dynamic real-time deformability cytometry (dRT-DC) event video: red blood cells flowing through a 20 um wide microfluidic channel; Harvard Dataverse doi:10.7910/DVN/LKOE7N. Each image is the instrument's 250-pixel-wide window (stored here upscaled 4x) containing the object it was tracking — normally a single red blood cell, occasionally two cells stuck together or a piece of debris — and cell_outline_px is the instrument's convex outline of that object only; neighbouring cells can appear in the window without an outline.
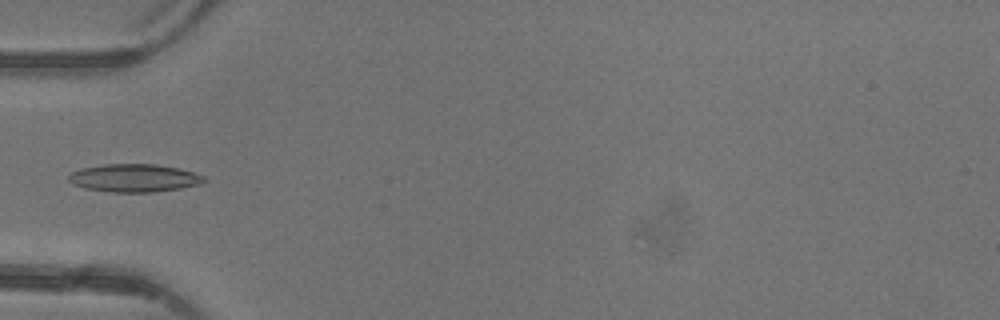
{"species": "common noctule bat (a hibernating species)", "species_latin": "Nyctalus noctula", "temperature_condition": "warm", "stored_images_in_passage": 5, "camera_frame_rate_fps": 3000, "um_per_image_px": 0.085, "animal": {"sex": "female"}, "frame": {"image": 1, "passage_image": 5, "time_ms": 4.667, "image_size_px": [1000, 320], "cell_outline_px": [[208, 180], [200, 184], [180, 188], [152, 192], [112, 192], [84, 188], [72, 184], [68, 180], [68, 176], [72, 172], [80, 168], [104, 164], [156, 164], [180, 168], [204, 176]], "centroid_in_image_um": [11.4, 15.12], "position_along_channel_um": 73.6, "area_um2": 22.14}}